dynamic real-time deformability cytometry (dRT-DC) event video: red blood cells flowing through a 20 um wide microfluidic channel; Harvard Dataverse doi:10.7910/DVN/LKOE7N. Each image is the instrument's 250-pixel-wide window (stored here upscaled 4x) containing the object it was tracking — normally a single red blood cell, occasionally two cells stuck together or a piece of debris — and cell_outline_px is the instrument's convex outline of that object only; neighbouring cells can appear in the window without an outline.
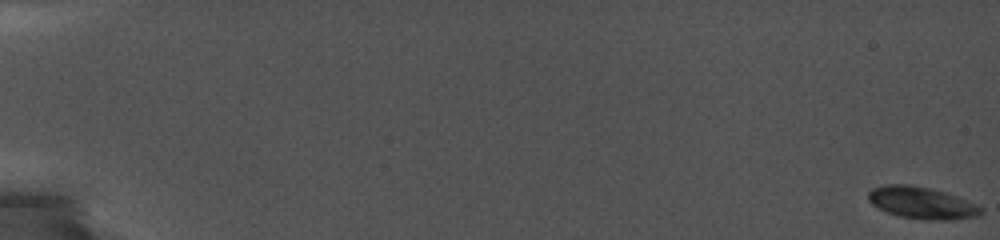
{"species": "common noctule bat (a hibernating species)", "species_latin": "Nyctalus noctula", "temperature_condition": "cold", "stored_images_in_passage": 51, "camera_frame_rate_fps": 5000, "um_per_image_px": 0.085, "animal": {"sex": "female", "body_mass_g": 19.0, "forearm_length_mm": 56.7}, "frame": {"image": 1, "passage_image": 1, "time_ms": 0.0, "image_size_px": [1000, 240], "cell_outline_px": [[980, 212], [976, 216], [936, 220], [900, 216], [888, 212], [872, 204], [868, 200], [868, 192], [872, 188], [884, 184], [908, 184], [928, 188], [944, 192], [956, 196], [980, 208]], "centroid_in_image_um": [78.23, 17.21], "position_along_channel_um": 6.8, "area_um2": 20.11}}
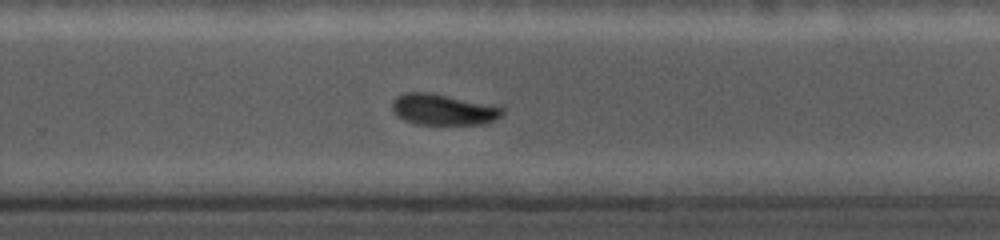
{"frame": {"image": 2, "passage_image": 41, "time_ms": 13.2, "image_size_px": [1000, 240], "cell_outline_px": [[504, 112], [496, 120], [488, 124], [416, 124], [404, 120], [392, 108], [392, 100], [396, 96], [404, 92], [428, 92], [504, 108]], "centroid_in_image_um": [37.66, 9.32], "position_along_channel_um": 292.1, "area_um2": 19.59}}
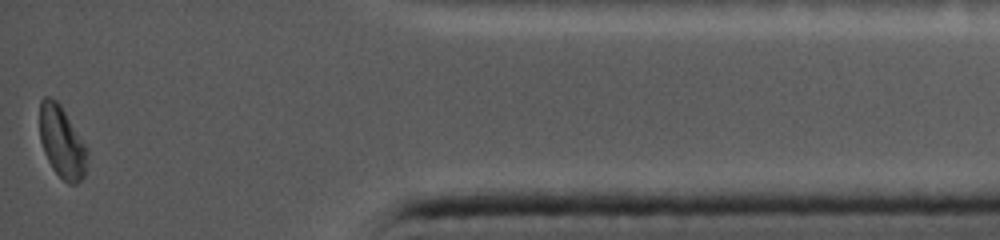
{"frame": {"image": 3, "passage_image": 51, "time_ms": 17.6, "image_size_px": [1000, 240], "cell_outline_px": [[88, 156], [84, 176], [76, 184], [68, 184], [52, 168], [44, 152], [40, 140], [40, 100], [44, 96], [48, 96], [56, 100], [60, 104], [88, 148]], "centroid_in_image_um": [5.27, 12.07], "position_along_channel_um": 429.9, "area_um2": 19.94}, "authors_computed_cell_mechanics": {"area_um2": 20.519, "velocity_mm_per_s": 3.7192, "shape_relaxation_time_tau1_ms": null, "shape_relaxation_time_tau2_ms": 2.2513, "deformation_change_tau1": null, "deformation_change_tau2": 0.0553}}